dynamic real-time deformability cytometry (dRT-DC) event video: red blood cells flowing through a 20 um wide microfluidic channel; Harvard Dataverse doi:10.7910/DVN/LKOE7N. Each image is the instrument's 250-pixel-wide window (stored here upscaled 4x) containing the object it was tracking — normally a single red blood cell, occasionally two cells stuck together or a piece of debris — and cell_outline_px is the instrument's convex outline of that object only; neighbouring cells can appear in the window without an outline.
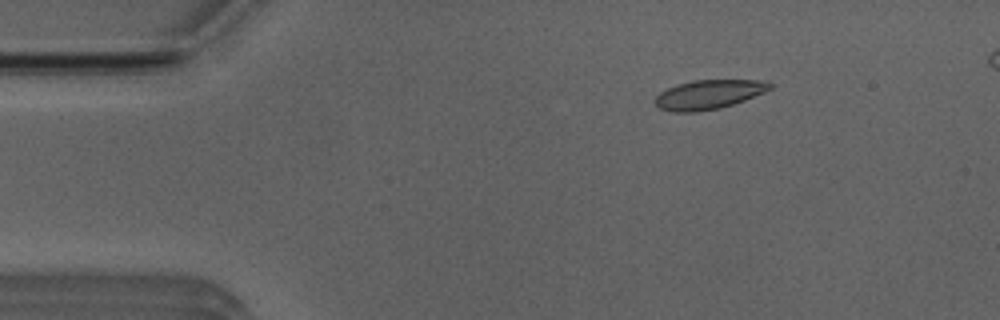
{"species": "Egyptian fruit bat (a non-hibernating species)", "species_latin": "Rousettus aegyptiacus", "temperature_condition": "room temperature", "stored_images_in_passage": 18, "camera_frame_rate_fps": 3000, "um_per_image_px": 0.085, "animal": {"sex": "male"}, "frame": {"image": 1, "passage_image": 8, "time_ms": 2.333, "image_size_px": [1000, 320], "cell_outline_px": [[772, 88], [764, 92], [744, 100], [720, 108], [696, 112], [672, 112], [660, 108], [652, 100], [660, 92], [668, 88], [692, 80], [760, 80], [772, 84]], "centroid_in_image_um": [60.21, 8.04], "position_along_channel_um": 24.8, "area_um2": 19.42}}